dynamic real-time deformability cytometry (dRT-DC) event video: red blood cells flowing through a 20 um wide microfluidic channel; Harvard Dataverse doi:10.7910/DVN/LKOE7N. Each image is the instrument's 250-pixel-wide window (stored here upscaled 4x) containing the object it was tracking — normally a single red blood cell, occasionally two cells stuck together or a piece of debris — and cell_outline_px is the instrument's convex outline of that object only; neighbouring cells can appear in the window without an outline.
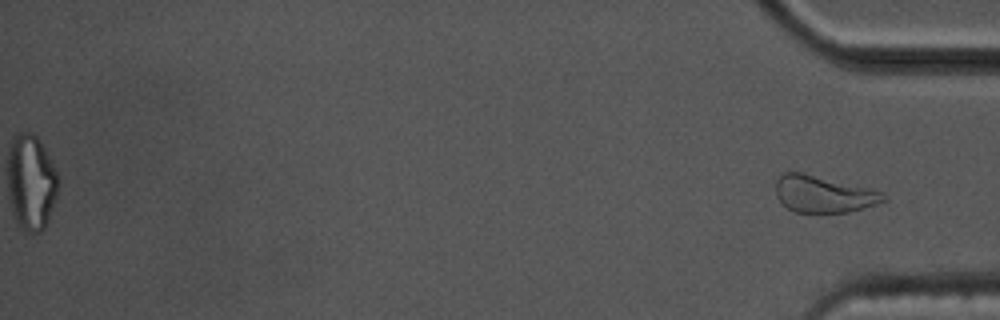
{"species": "common noctule bat (a hibernating species)", "species_latin": "Nyctalus noctula", "temperature_condition": "cold", "stored_images_in_passage": 58, "segment_of_instrument_passage": [2, 2], "camera_frame_rate_fps": 3000, "um_per_image_px": 0.085, "animal": {"sex": "male", "body_mass_g": 17.5, "forearm_length_mm": 52.3}, "frame": {"image": 1, "passage_image": 58, "time_ms": 19.0, "image_size_px": [1000, 320], "cell_outline_px": [[888, 200], [864, 208], [848, 212], [796, 212], [788, 208], [776, 196], [776, 180], [784, 172], [800, 172], [880, 192], [888, 196]], "centroid_in_image_um": [69.97, 16.52], "position_along_channel_um": 365.2, "area_um2": 22.48}}